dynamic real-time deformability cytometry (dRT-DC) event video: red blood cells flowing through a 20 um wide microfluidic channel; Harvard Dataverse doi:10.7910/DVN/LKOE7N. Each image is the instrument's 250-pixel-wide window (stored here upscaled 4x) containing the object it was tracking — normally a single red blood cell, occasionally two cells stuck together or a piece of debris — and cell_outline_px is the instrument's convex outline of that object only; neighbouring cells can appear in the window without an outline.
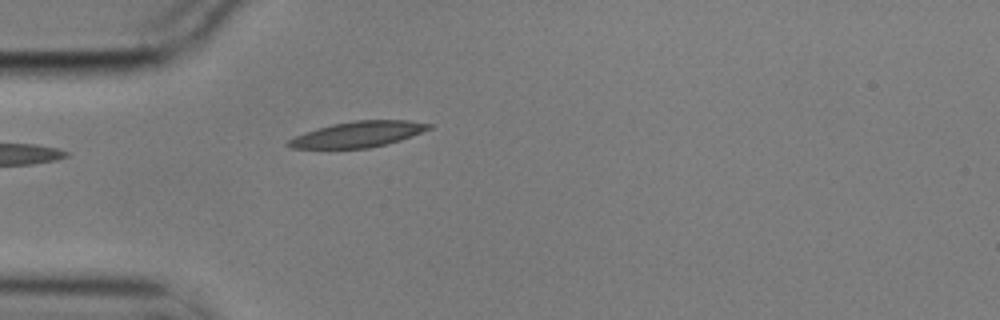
{"species": "common noctule bat (a hibernating species)", "species_latin": "Nyctalus noctula", "temperature_condition": "cold", "stored_images_in_passage": 4, "camera_frame_rate_fps": 3000, "um_per_image_px": 0.085, "animal": {"sex": "male", "body_mass_g": 17.9}, "frame": {"image": 1, "passage_image": 4, "time_ms": 1.0, "image_size_px": [1000, 320], "cell_outline_px": [[432, 128], [412, 136], [400, 140], [368, 148], [288, 148], [284, 144], [288, 140], [296, 136], [332, 124], [356, 120], [408, 120], [432, 124]], "centroid_in_image_um": [30.45, 11.41], "position_along_channel_um": 54.5, "area_um2": 20.81}}